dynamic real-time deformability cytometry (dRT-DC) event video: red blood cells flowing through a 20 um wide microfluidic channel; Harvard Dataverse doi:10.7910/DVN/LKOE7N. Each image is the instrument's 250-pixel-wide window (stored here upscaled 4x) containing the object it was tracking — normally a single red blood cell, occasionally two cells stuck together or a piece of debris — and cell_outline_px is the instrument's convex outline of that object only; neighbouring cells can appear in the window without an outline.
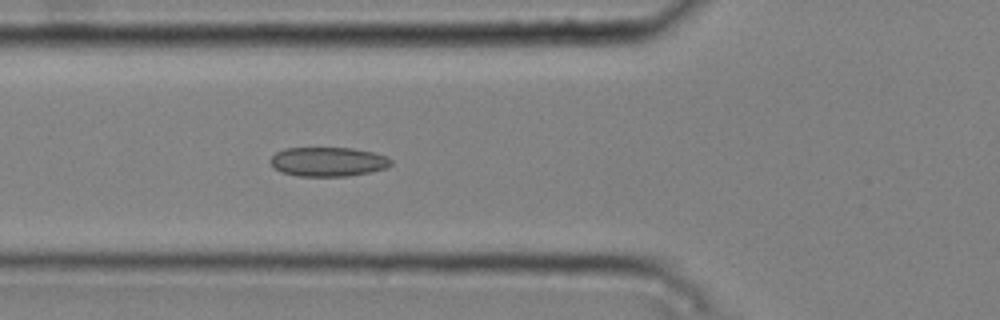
{"species": "common noctule bat (a hibernating species)", "species_latin": "Nyctalus noctula", "temperature_condition": "cold", "stored_images_in_passage": 7, "camera_frame_rate_fps": 3000, "um_per_image_px": 0.085, "animal": {"sex": "male", "body_mass_g": 20.4}, "frame": {"image": 1, "passage_image": 6, "time_ms": 1.667, "image_size_px": [1000, 320], "cell_outline_px": [[392, 164], [388, 168], [348, 176], [296, 176], [280, 172], [268, 160], [276, 152], [284, 148], [352, 148], [372, 152], [388, 156], [392, 160]], "centroid_in_image_um": [27.89, 13.74], "position_along_channel_um": 97.9, "area_um2": 20.69}}